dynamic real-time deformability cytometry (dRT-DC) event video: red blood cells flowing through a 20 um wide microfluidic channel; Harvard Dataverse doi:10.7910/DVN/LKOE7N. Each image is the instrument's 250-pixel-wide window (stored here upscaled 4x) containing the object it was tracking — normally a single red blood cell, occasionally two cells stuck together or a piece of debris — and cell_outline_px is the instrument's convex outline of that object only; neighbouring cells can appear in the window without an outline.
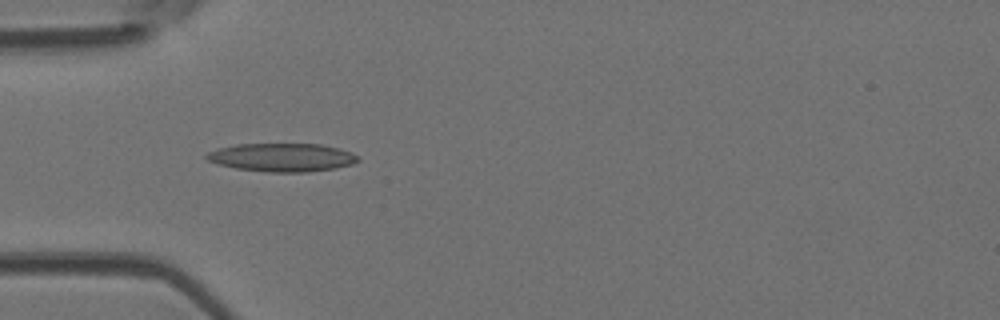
{"species": "Egyptian fruit bat (a non-hibernating species)", "species_latin": "Rousettus aegyptiacus", "temperature_condition": "room temperature", "stored_images_in_passage": 8, "camera_frame_rate_fps": 3000, "um_per_image_px": 0.085, "animal": {"sex": "female"}, "frame": {"image": 1, "passage_image": 5, "time_ms": 1.333, "image_size_px": [1000, 320], "cell_outline_px": [[360, 160], [352, 164], [336, 168], [308, 172], [268, 172], [236, 168], [220, 164], [208, 160], [204, 156], [208, 152], [220, 148], [236, 144], [320, 144], [340, 148], [352, 152]], "centroid_in_image_um": [24.01, 13.38], "position_along_channel_um": 61.0, "area_um2": 24.91}}
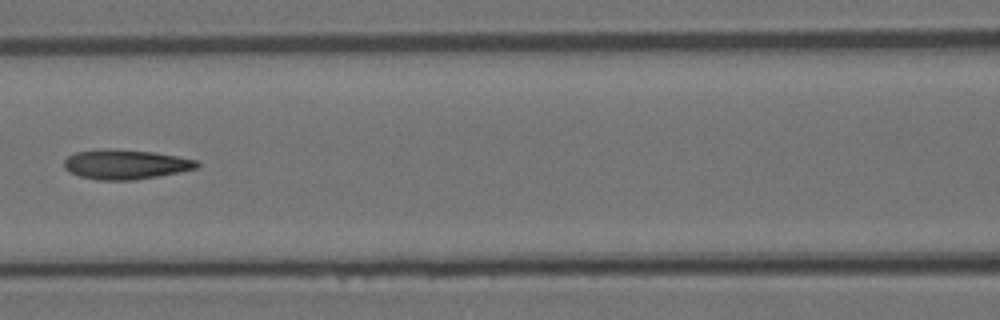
{"frame": {"image": 2, "passage_image": 7, "time_ms": 2.0, "image_size_px": [1000, 320], "cell_outline_px": [[200, 164], [196, 168], [180, 172], [136, 180], [96, 180], [80, 176], [64, 168], [64, 160], [68, 156], [76, 152], [96, 148], [108, 148], [152, 152], [176, 156], [196, 160]], "centroid_in_image_um": [10.64, 13.96], "position_along_channel_um": 156.0, "area_um2": 23.0}}
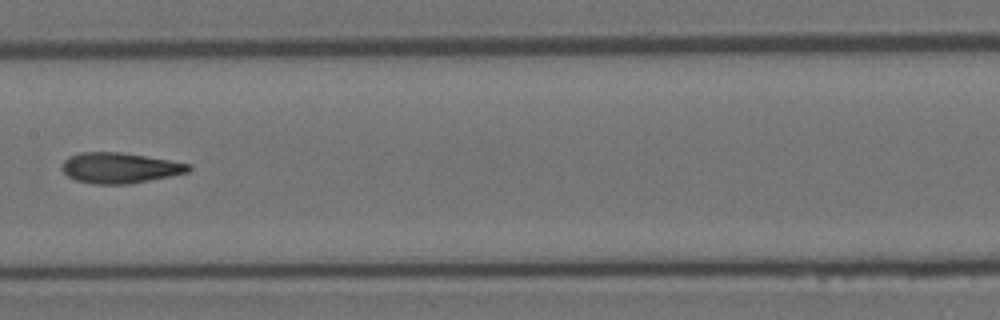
{"frame": {"image": 3, "passage_image": 8, "time_ms": 2.333, "image_size_px": [1000, 320], "cell_outline_px": [[192, 168], [188, 172], [128, 184], [96, 184], [76, 180], [68, 176], [60, 168], [64, 160], [68, 156], [80, 152], [120, 152], [192, 164]], "centroid_in_image_um": [10.14, 14.26], "position_along_channel_um": 197.3, "area_um2": 22.37}}